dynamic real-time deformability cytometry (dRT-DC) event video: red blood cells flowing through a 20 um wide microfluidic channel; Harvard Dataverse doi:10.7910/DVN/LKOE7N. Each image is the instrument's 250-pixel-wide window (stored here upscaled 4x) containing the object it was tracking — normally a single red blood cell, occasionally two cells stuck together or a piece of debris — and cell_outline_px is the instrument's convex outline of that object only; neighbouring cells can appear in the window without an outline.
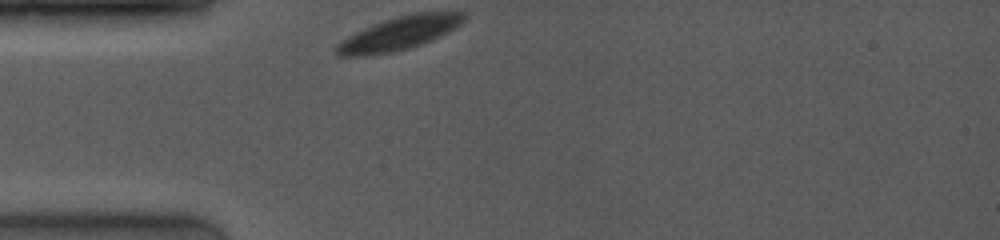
{"species": "common noctule bat (a hibernating species)", "species_latin": "Nyctalus noctula", "temperature_condition": "room temperature", "stored_images_in_passage": 11, "camera_frame_rate_fps": 4000, "um_per_image_px": 0.085, "animal": {"sex": "female", "body_mass_g": 19.0, "forearm_length_mm": 53.3}, "frame": {"image": 1, "passage_image": 1, "time_ms": 0.0, "image_size_px": [1000, 240], "cell_outline_px": [[468, 16], [456, 28], [432, 40], [408, 48], [392, 52], [368, 56], [340, 56], [332, 52], [332, 48], [340, 40], [364, 28], [384, 20], [412, 12], [464, 12]], "centroid_in_image_um": [33.89, 2.84], "position_along_channel_um": 51.1, "area_um2": 24.97}}
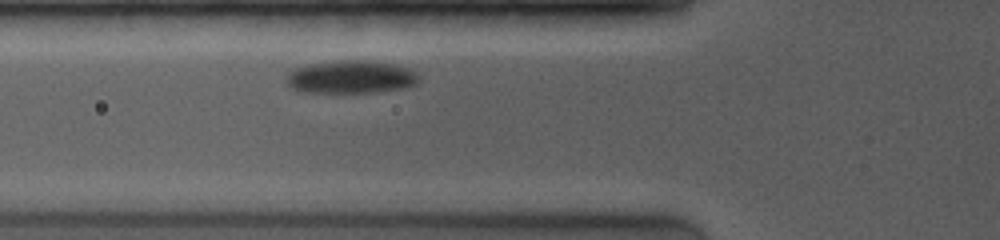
{"frame": {"image": 2, "passage_image": 8, "time_ms": 1.5, "image_size_px": [1000, 240], "cell_outline_px": [[420, 80], [416, 84], [408, 88], [376, 92], [296, 92], [288, 84], [288, 76], [296, 68], [312, 64], [356, 60], [360, 60], [392, 64], [416, 72], [420, 76]], "centroid_in_image_um": [29.89, 6.58], "position_along_channel_um": 95.9, "area_um2": 24.91}}